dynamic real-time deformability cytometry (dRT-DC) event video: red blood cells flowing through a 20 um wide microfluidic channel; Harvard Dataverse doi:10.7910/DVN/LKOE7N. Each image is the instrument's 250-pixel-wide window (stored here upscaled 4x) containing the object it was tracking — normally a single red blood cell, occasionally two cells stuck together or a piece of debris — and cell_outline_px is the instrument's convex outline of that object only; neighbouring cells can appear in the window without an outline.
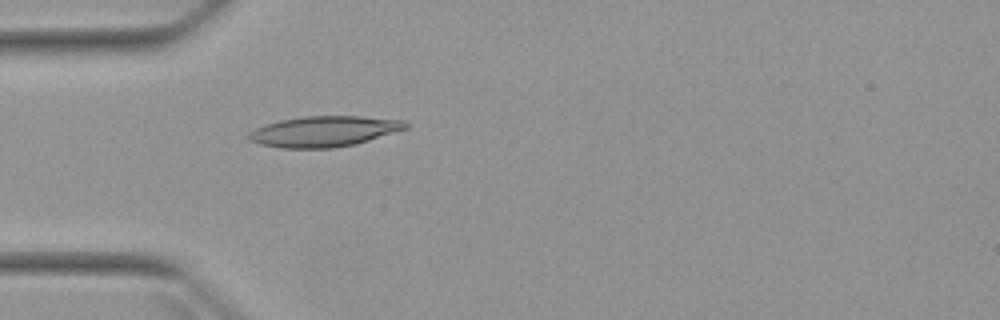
{"species": "Egyptian fruit bat (a non-hibernating species)", "species_latin": "Rousettus aegyptiacus", "temperature_condition": "warm", "stored_images_in_passage": 3, "camera_frame_rate_fps": 3000, "um_per_image_px": 0.085, "animal": {"sex": "female"}, "frame": {"image": 1, "passage_image": 3, "time_ms": 2.333, "image_size_px": [1000, 320], "cell_outline_px": [[408, 128], [356, 144], [332, 148], [280, 148], [260, 144], [248, 140], [248, 132], [256, 128], [280, 120], [304, 116], [360, 116], [404, 120], [408, 124]], "centroid_in_image_um": [27.54, 11.17], "position_along_channel_um": 57.5, "area_um2": 27.98}}